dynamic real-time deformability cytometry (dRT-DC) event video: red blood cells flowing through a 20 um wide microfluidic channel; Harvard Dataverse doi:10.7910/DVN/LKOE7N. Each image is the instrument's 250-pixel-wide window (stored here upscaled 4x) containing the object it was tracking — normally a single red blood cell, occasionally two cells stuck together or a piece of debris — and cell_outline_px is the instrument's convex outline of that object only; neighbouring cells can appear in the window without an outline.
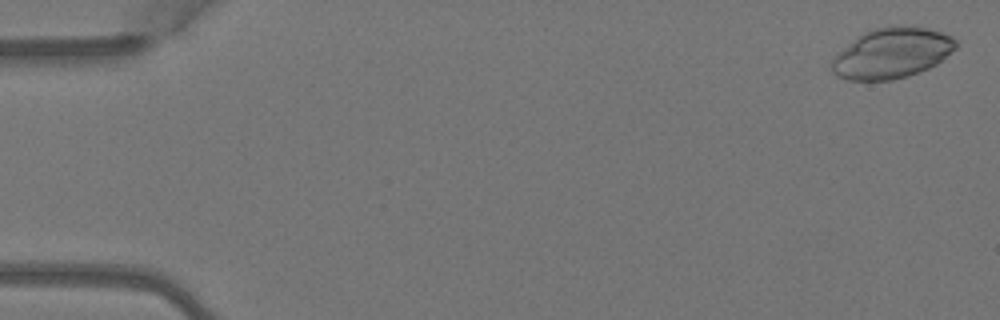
{"species": "Egyptian fruit bat (a non-hibernating species)", "species_latin": "Rousettus aegyptiacus", "temperature_condition": "warm", "stored_images_in_passage": 5, "segment_of_instrument_passage": [2, 2], "camera_frame_rate_fps": 3000, "um_per_image_px": 0.085, "animal": {"sex": "female"}, "frame": {"image": 1, "passage_image": 5, "time_ms": 1.333, "image_size_px": [1000, 320], "cell_outline_px": [[956, 48], [936, 64], [928, 68], [908, 76], [892, 80], [848, 80], [836, 76], [828, 68], [828, 64], [840, 52], [864, 32], [876, 28], [928, 28], [952, 36], [956, 40]], "centroid_in_image_um": [75.78, 4.57], "position_along_channel_um": 9.2, "area_um2": 35.6}}